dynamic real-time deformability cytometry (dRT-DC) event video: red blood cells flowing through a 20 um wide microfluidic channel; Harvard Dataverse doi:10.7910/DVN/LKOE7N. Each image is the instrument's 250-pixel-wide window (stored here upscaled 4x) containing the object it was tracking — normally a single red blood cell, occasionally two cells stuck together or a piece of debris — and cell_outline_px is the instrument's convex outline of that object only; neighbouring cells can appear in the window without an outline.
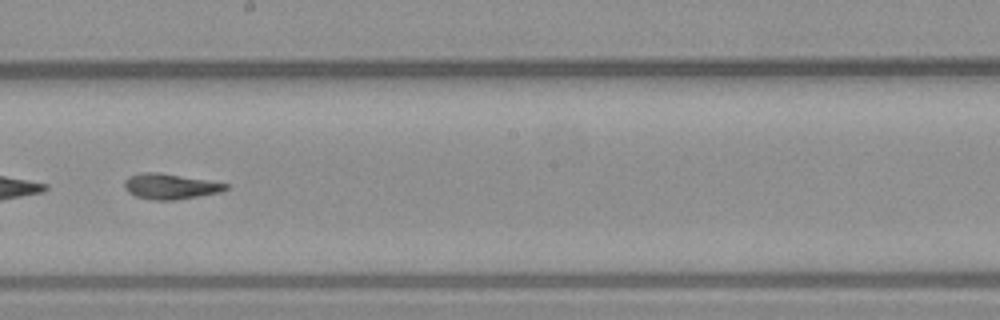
{"species": "common noctule bat (a hibernating species)", "species_latin": "Nyctalus noctula", "temperature_condition": "warm", "stored_images_in_passage": 53, "segment_of_instrument_passage": [2, 2], "camera_frame_rate_fps": 3000, "um_per_image_px": 0.085, "animal": {"sex": "male", "body_mass_g": 23.1, "forearm_length_mm": 52.7}, "frame": {"image": 1, "passage_image": 30, "time_ms": 9.667, "image_size_px": [1000, 320], "cell_outline_px": [[228, 188], [220, 192], [172, 200], [156, 200], [136, 196], [128, 192], [124, 188], [124, 180], [128, 176], [140, 172], [160, 172], [208, 180], [228, 184]], "centroid_in_image_um": [14.42, 15.82], "position_along_channel_um": 233.8, "area_um2": 14.97}}
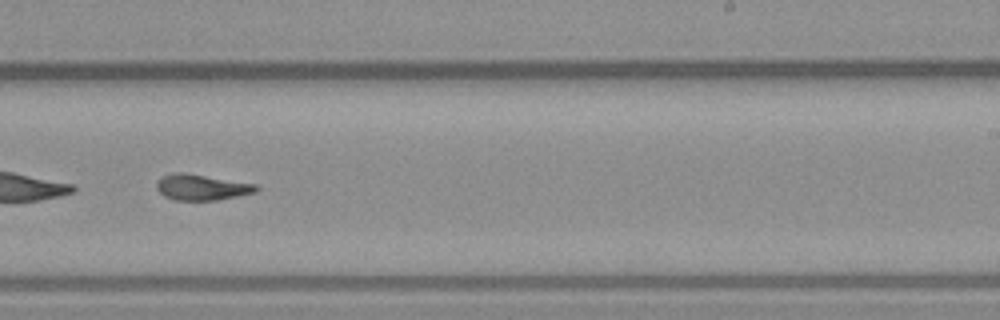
{"frame": {"image": 2, "passage_image": 33, "time_ms": 10.667, "image_size_px": [1000, 320], "cell_outline_px": [[260, 188], [256, 192], [216, 200], [172, 200], [164, 196], [156, 188], [156, 184], [164, 176], [172, 172], [184, 172], [256, 184]], "centroid_in_image_um": [17.14, 15.91], "position_along_channel_um": 271.9, "area_um2": 14.91}}